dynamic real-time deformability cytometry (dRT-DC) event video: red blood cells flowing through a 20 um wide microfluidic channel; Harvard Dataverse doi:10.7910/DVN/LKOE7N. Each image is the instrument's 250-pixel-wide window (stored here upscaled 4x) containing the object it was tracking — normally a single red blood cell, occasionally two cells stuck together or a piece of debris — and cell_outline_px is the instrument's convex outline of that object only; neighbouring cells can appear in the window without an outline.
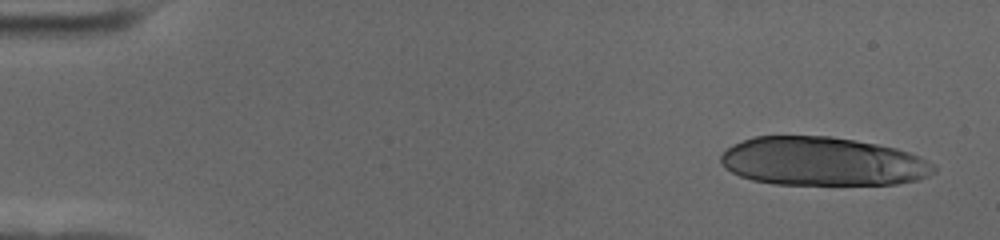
{"species": "human", "species_latin": "Homo sapiens", "temperature_condition": "cold", "stored_images_in_passage": 18, "camera_frame_rate_fps": 3000, "um_per_image_px": 0.085, "donor": {"sex": "female"}, "frame": {"image": 1, "passage_image": 3, "time_ms": 0.667, "image_size_px": [1000, 240], "cell_outline_px": [[936, 172], [928, 176], [916, 180], [896, 184], [772, 184], [752, 180], [740, 176], [724, 168], [720, 160], [720, 156], [728, 148], [744, 140], [756, 136], [832, 136], [856, 140], [896, 148], [920, 156], [932, 164], [936, 168]], "centroid_in_image_um": [69.92, 13.72], "position_along_channel_um": 15.1, "area_um2": 60.34}}